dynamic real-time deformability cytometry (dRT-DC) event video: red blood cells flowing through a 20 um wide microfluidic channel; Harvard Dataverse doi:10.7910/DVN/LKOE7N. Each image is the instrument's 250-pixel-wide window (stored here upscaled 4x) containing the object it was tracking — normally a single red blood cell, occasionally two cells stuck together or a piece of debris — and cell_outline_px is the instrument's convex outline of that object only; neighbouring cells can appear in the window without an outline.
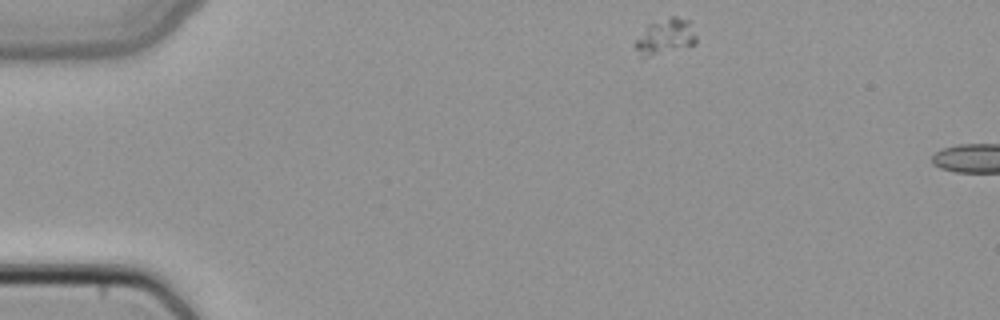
{"species": "common noctule bat (a hibernating species)", "species_latin": "Nyctalus noctula", "temperature_condition": "cold", "stored_images_in_passage": 2, "segment_of_instrument_passage": [1, 2], "camera_frame_rate_fps": 3000, "um_per_image_px": 0.085, "animal": {"sex": "female", "body_mass_g": 22.7, "forearm_length_mm": 54.2}, "frame": {"image": 1, "passage_image": 1, "time_ms": 0.0, "image_size_px": [1000, 320], "cell_outline_px": [[696, 44], [648, 56], [640, 56], [636, 48], [636, 40], [648, 24], [672, 16], [676, 16], [688, 20], [696, 36]], "centroid_in_image_um": [56.57, 3.09], "position_along_channel_um": 28.4, "area_um2": 12.2}}